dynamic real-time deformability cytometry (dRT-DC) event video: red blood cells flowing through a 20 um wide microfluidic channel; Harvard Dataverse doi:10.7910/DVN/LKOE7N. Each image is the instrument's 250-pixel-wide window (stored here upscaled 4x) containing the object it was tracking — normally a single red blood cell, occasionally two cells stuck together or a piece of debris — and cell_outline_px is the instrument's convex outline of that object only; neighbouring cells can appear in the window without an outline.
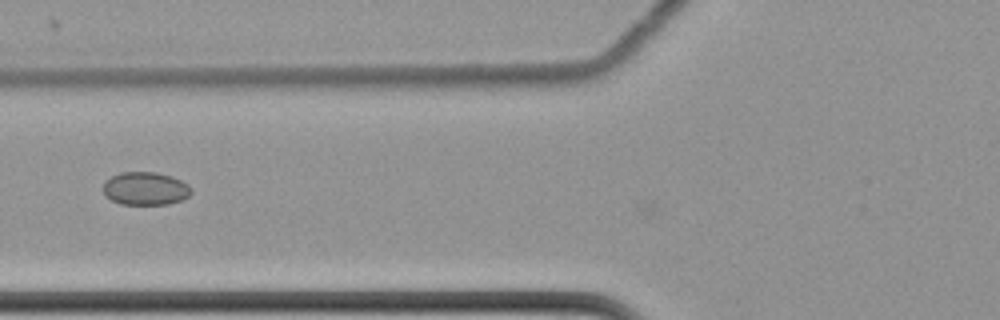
{"species": "common noctule bat (a hibernating species)", "species_latin": "Nyctalus noctula", "temperature_condition": "cold", "stored_images_in_passage": 37, "camera_frame_rate_fps": 3000, "um_per_image_px": 0.085, "animal": {"sex": "female", "body_mass_g": 22.7, "forearm_length_mm": 54.2}, "frame": {"image": 1, "passage_image": 4, "time_ms": 1.0, "image_size_px": [1000, 320], "cell_outline_px": [[192, 192], [188, 196], [180, 200], [168, 204], [120, 204], [112, 200], [104, 192], [104, 180], [120, 172], [156, 172], [172, 176], [188, 184], [192, 188]], "centroid_in_image_um": [12.37, 16.01], "position_along_channel_um": 113.4, "area_um2": 16.94}}
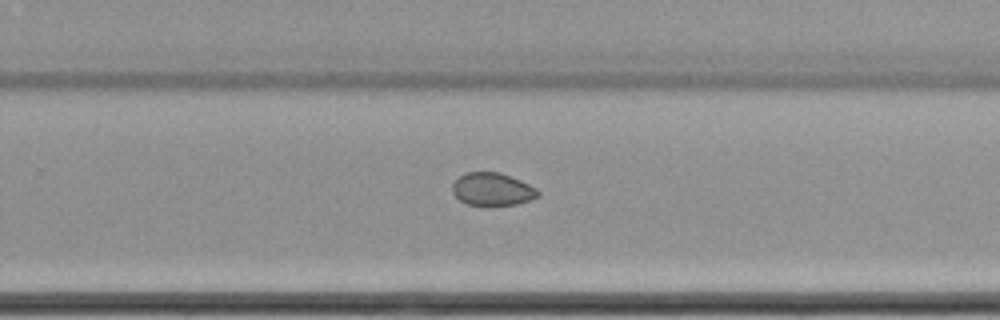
{"frame": {"image": 2, "passage_image": 19, "time_ms": 6.0, "image_size_px": [1000, 320], "cell_outline_px": [[540, 196], [516, 204], [468, 204], [460, 200], [452, 192], [452, 184], [464, 172], [500, 172], [520, 180], [536, 188], [540, 192]], "centroid_in_image_um": [41.85, 16.06], "position_along_channel_um": 288.0, "area_um2": 16.07}}
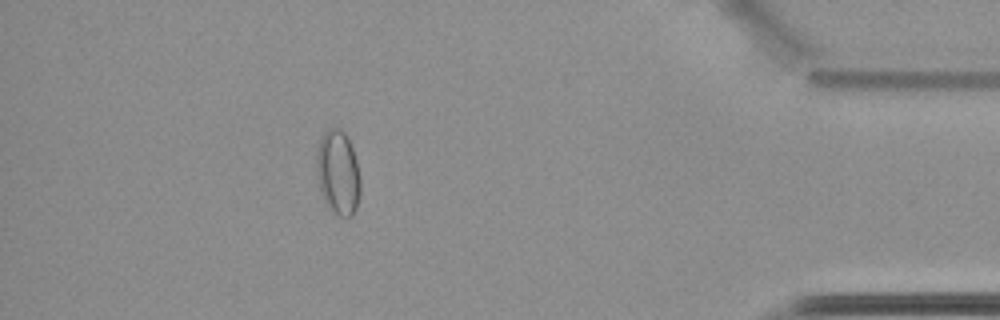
{"frame": {"image": 3, "passage_image": 33, "time_ms": 10.667, "image_size_px": [1000, 320], "cell_outline_px": [[360, 192], [356, 208], [352, 216], [336, 216], [324, 200], [316, 176], [316, 152], [320, 140], [324, 132], [328, 128], [340, 128], [348, 136], [356, 160], [360, 176]], "centroid_in_image_um": [28.72, 14.66], "position_along_channel_um": 406.5, "area_um2": 21.73}}